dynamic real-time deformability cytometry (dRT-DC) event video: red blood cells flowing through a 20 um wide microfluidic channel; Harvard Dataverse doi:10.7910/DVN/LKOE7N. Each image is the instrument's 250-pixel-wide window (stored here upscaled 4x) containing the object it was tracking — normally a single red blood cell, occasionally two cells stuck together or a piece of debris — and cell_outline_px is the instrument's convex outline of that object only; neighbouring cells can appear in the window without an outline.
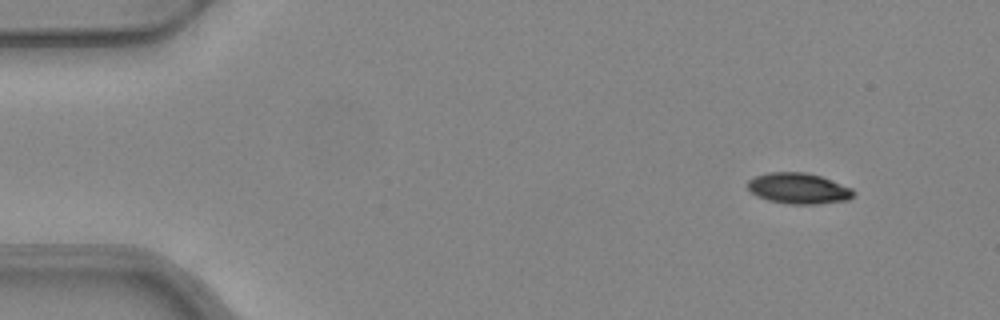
{"species": "common noctule bat (a hibernating species)", "species_latin": "Nyctalus noctula", "temperature_condition": "warm", "stored_images_in_passage": 3, "camera_frame_rate_fps": 3000, "um_per_image_px": 0.085, "animal": {"sex": "female", "body_mass_g": 24.6, "forearm_length_mm": 56.2}, "frame": {"image": 1, "passage_image": 1, "time_ms": 0.0, "image_size_px": [1000, 320], "cell_outline_px": [[852, 196], [848, 200], [816, 204], [788, 204], [768, 200], [756, 196], [748, 188], [748, 180], [756, 176], [768, 172], [804, 172], [820, 176], [852, 188]], "centroid_in_image_um": [67.84, 16.01], "position_along_channel_um": 17.2, "area_um2": 18.84}}
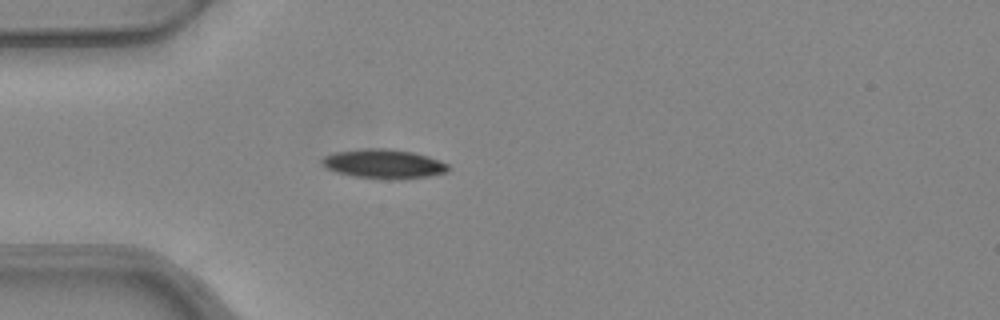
{"frame": {"image": 2, "passage_image": 3, "time_ms": 0.667, "image_size_px": [1000, 320], "cell_outline_px": [[452, 168], [448, 172], [428, 176], [396, 180], [388, 180], [356, 176], [336, 172], [328, 168], [320, 160], [324, 156], [336, 152], [364, 148], [388, 148], [412, 152], [428, 156], [440, 160], [448, 164]], "centroid_in_image_um": [32.68, 13.93], "position_along_channel_um": 52.3, "area_um2": 21.62}}